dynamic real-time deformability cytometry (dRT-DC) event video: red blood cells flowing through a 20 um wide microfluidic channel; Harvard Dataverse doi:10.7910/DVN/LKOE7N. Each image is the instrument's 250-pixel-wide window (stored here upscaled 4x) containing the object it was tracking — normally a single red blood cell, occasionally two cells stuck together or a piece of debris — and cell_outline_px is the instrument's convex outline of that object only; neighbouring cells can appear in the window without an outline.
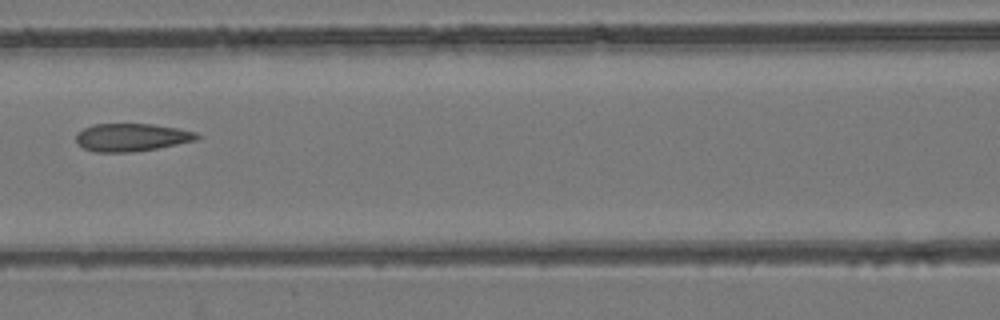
{"species": "common noctule bat (a hibernating species)", "species_latin": "Nyctalus noctula", "temperature_condition": "room temperature", "stored_images_in_passage": 8, "camera_frame_rate_fps": 3000, "um_per_image_px": 0.085, "animal": {"sex": "female", "body_mass_g": 24.6, "forearm_length_mm": 56.2}, "frame": {"image": 1, "passage_image": 7, "time_ms": 7.0, "image_size_px": [1000, 320], "cell_outline_px": [[200, 136], [196, 140], [156, 148], [132, 152], [96, 152], [84, 148], [76, 140], [76, 132], [92, 124], [152, 124], [176, 128], [196, 132]], "centroid_in_image_um": [11.15, 11.67], "position_along_channel_um": 155.4, "area_um2": 19.42}}
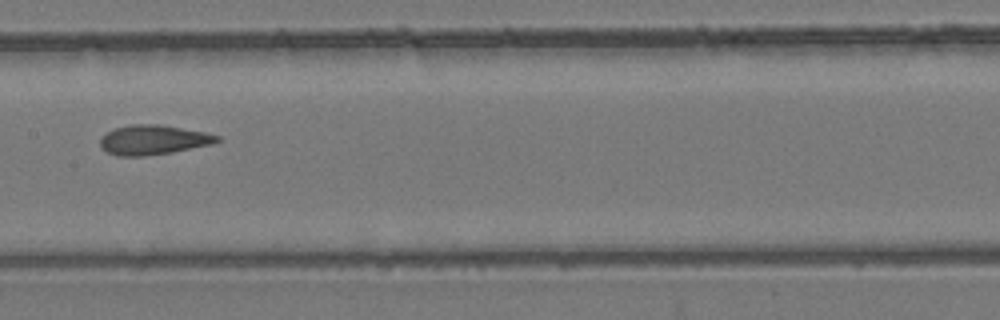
{"frame": {"image": 2, "passage_image": 8, "time_ms": 8.0, "image_size_px": [1000, 320], "cell_outline_px": [[220, 140], [212, 144], [172, 152], [144, 156], [116, 156], [100, 148], [100, 136], [116, 128], [132, 124], [160, 124], [204, 132], [220, 136]], "centroid_in_image_um": [13.0, 11.89], "position_along_channel_um": 194.4, "area_um2": 20.17}}